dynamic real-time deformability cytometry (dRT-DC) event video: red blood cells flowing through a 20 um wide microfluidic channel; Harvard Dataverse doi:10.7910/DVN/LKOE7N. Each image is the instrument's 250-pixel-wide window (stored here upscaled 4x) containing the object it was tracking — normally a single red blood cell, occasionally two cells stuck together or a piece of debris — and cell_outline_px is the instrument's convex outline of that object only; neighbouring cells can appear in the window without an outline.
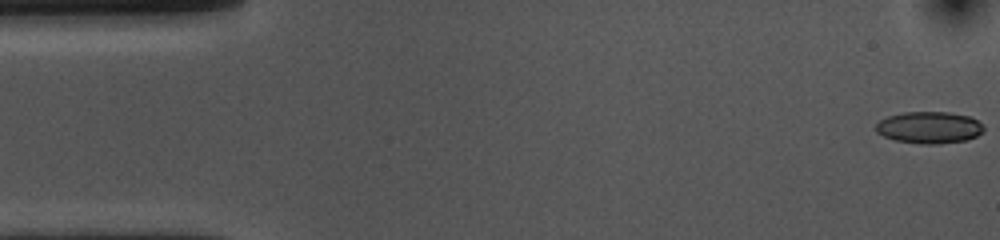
{"species": "common noctule bat (a hibernating species)", "species_latin": "Nyctalus noctula", "temperature_condition": "cold", "stored_images_in_passage": 55, "camera_frame_rate_fps": 3000, "um_per_image_px": 0.085, "animal": {"sex": "female", "body_mass_g": 10.0, "forearm_length_mm": 53.1}, "frame": {"image": 1, "passage_image": 1, "time_ms": 0.0, "image_size_px": [1000, 240], "cell_outline_px": [[984, 132], [976, 136], [964, 140], [940, 144], [920, 144], [896, 140], [884, 136], [876, 132], [876, 124], [880, 120], [888, 116], [904, 112], [948, 112], [968, 116], [984, 124]], "centroid_in_image_um": [78.99, 10.84], "position_along_channel_um": 6.0, "area_um2": 20.0}}
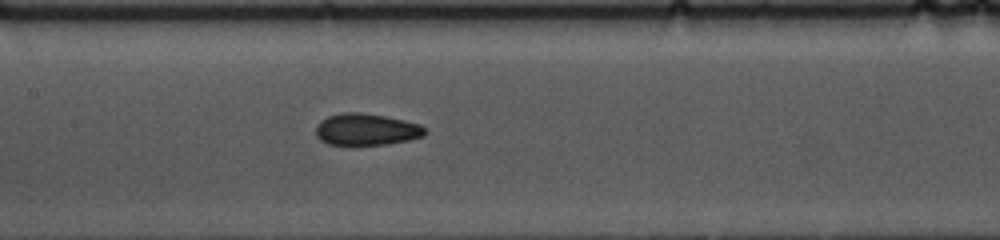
{"frame": {"image": 2, "passage_image": 25, "time_ms": 8.0, "image_size_px": [1000, 240], "cell_outline_px": [[428, 132], [424, 136], [408, 140], [388, 144], [356, 148], [352, 148], [328, 144], [320, 140], [316, 136], [316, 124], [320, 120], [328, 116], [340, 112], [360, 112], [384, 116], [404, 120], [420, 124]], "centroid_in_image_um": [31.09, 11.05], "position_along_channel_um": 176.3, "area_um2": 21.15}}
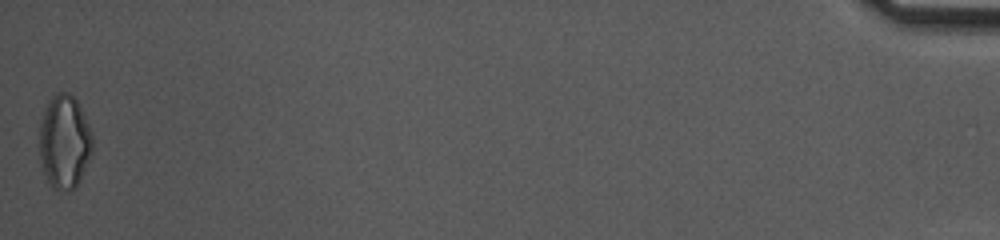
{"frame": {"image": 3, "passage_image": 55, "time_ms": 18.0, "image_size_px": [1000, 240], "cell_outline_px": [[92, 152], [80, 180], [76, 188], [68, 192], [52, 188], [44, 172], [40, 156], [40, 120], [48, 100], [56, 92], [68, 92], [76, 100], [88, 124], [92, 136]], "centroid_in_image_um": [5.47, 12.06], "position_along_channel_um": 429.7, "area_um2": 28.9}, "authors_computed_cell_mechanics": {"area_um2": 20.23, "velocity_mm_per_s": 3.5762, "shape_relaxation_time_tau1_ms": 4.5653, "shape_relaxation_time_tau2_ms": 2.183, "deformation_change_tau1": 0.1008, "deformation_change_tau2": 0.0829}}